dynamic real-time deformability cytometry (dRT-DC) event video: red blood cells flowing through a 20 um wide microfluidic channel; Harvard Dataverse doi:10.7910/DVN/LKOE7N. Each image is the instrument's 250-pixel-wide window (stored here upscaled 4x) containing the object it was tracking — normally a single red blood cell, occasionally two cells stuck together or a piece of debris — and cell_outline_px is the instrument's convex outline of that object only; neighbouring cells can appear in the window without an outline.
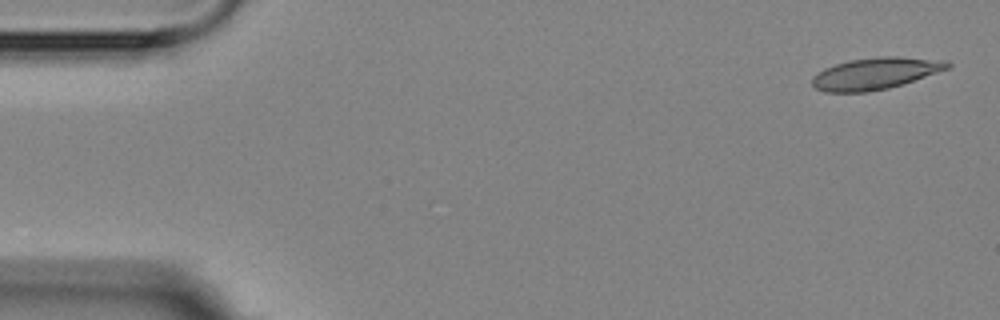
{"species": "Egyptian fruit bat (a non-hibernating species)", "species_latin": "Rousettus aegyptiacus", "temperature_condition": "room temperature", "stored_images_in_passage": 4, "camera_frame_rate_fps": 3000, "um_per_image_px": 0.085, "animal": {"sex": "female"}, "frame": {"image": 1, "passage_image": 1, "time_ms": 0.0, "image_size_px": [1000, 320], "cell_outline_px": [[952, 68], [904, 84], [888, 88], [864, 92], [824, 92], [816, 88], [812, 84], [812, 76], [824, 68], [848, 60], [880, 56], [896, 56], [948, 60], [952, 64]], "centroid_in_image_um": [74.47, 6.23], "position_along_channel_um": 10.5, "area_um2": 25.37}}
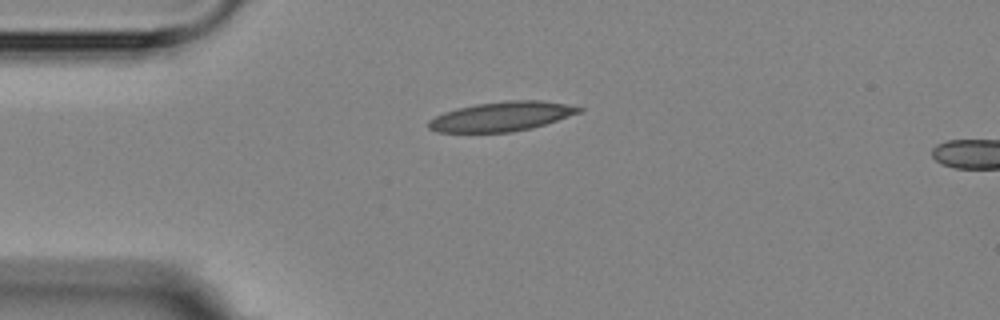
{"frame": {"image": 2, "passage_image": 3, "time_ms": 3.667, "image_size_px": [1000, 320], "cell_outline_px": [[584, 108], [580, 112], [532, 128], [512, 132], [436, 132], [428, 128], [428, 120], [444, 112], [456, 108], [476, 104], [508, 100], [544, 100]], "centroid_in_image_um": [42.59, 9.89], "position_along_channel_um": 42.4, "area_um2": 25.66}}